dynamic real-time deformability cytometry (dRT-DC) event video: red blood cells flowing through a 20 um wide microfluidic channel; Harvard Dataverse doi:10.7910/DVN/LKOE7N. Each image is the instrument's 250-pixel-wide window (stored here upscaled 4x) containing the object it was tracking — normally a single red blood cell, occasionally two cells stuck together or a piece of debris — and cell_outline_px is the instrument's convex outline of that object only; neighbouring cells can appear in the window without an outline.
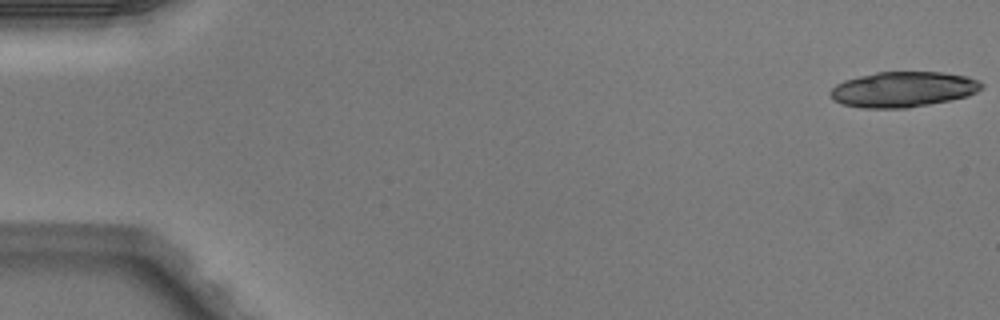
{"species": "Egyptian fruit bat (a non-hibernating species)", "species_latin": "Rousettus aegyptiacus", "temperature_condition": "warm", "stored_images_in_passage": 5, "camera_frame_rate_fps": 3000, "um_per_image_px": 0.085, "animal": {"sex": "male"}, "frame": {"image": 1, "passage_image": 1, "time_ms": 0.0, "image_size_px": [1000, 320], "cell_outline_px": [[984, 88], [968, 96], [952, 100], [908, 108], [860, 108], [840, 104], [832, 100], [828, 92], [836, 84], [844, 80], [876, 72], [944, 72], [968, 76], [980, 80], [984, 84]], "centroid_in_image_um": [76.78, 7.6], "position_along_channel_um": 8.2, "area_um2": 31.73}}
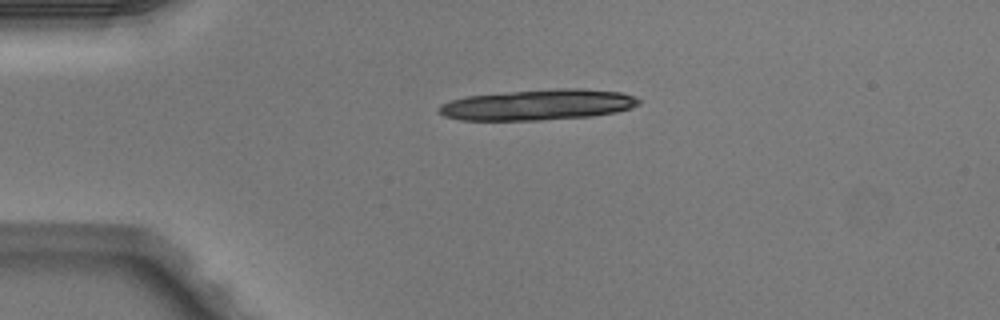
{"frame": {"image": 2, "passage_image": 4, "time_ms": 1.0, "image_size_px": [1000, 320], "cell_outline_px": [[640, 104], [632, 108], [616, 112], [592, 116], [540, 120], [460, 120], [444, 116], [436, 112], [436, 108], [440, 104], [448, 100], [464, 96], [560, 88], [584, 88], [624, 92], [640, 100]], "centroid_in_image_um": [45.7, 8.91], "position_along_channel_um": 39.3, "area_um2": 36.07}}